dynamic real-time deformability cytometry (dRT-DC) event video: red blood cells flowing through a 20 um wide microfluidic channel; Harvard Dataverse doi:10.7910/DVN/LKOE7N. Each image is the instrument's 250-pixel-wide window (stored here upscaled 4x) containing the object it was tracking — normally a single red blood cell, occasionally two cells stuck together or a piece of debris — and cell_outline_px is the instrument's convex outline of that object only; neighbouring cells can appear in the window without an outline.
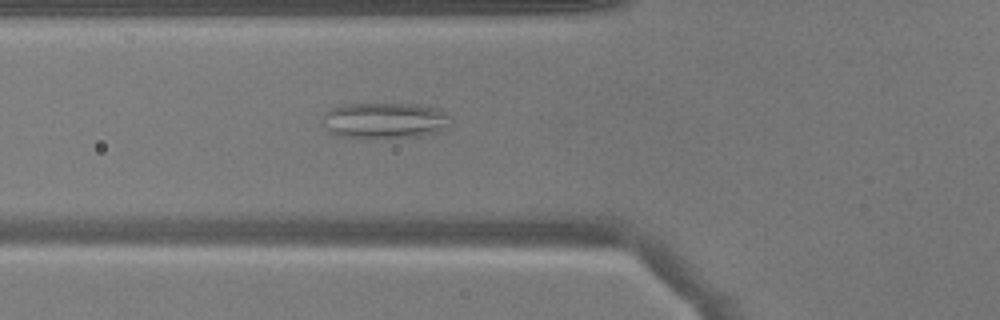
{"species": "common noctule bat (a hibernating species)", "species_latin": "Nyctalus noctula", "temperature_condition": "warm", "stored_images_in_passage": 51, "camera_frame_rate_fps": 3000, "um_per_image_px": 0.085, "animal": {"sex": "male", "body_mass_g": 17.9}, "frame": {"image": 1, "passage_image": 19, "time_ms": 6.0, "image_size_px": [1000, 320], "cell_outline_px": [[448, 128], [420, 136], [364, 140], [336, 136], [328, 128], [324, 116], [332, 108], [344, 104], [416, 104], [440, 108], [448, 116]], "centroid_in_image_um": [32.72, 10.27], "position_along_channel_um": 93.1, "area_um2": 26.99}}
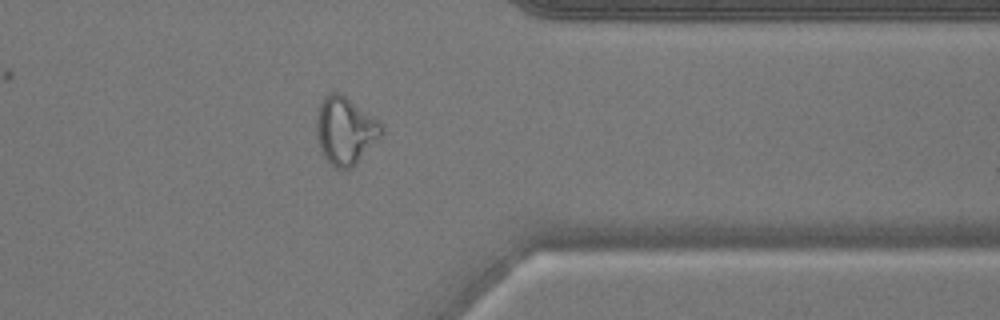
{"frame": {"image": 2, "passage_image": 41, "time_ms": 13.333, "image_size_px": [1000, 320], "cell_outline_px": [[384, 132], [356, 164], [348, 168], [336, 168], [324, 156], [320, 148], [316, 136], [316, 120], [320, 104], [324, 96], [332, 92], [340, 92], [380, 120]], "centroid_in_image_um": [29.35, 11.07], "position_along_channel_um": 382.0, "area_um2": 25.49}}
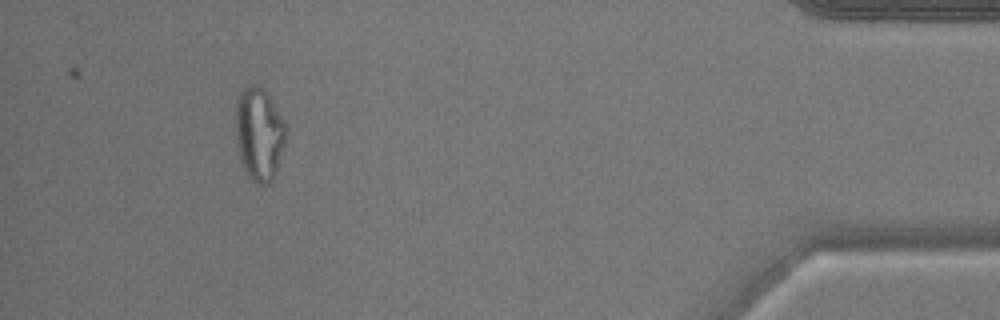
{"frame": {"image": 3, "passage_image": 47, "time_ms": 15.333, "image_size_px": [1000, 320], "cell_outline_px": [[288, 128], [276, 176], [268, 184], [260, 184], [252, 180], [248, 176], [240, 160], [236, 144], [236, 100], [240, 92], [248, 84], [256, 84], [264, 88], [284, 120]], "centroid_in_image_um": [22.03, 11.38], "position_along_channel_um": 413.2, "area_um2": 27.69}}